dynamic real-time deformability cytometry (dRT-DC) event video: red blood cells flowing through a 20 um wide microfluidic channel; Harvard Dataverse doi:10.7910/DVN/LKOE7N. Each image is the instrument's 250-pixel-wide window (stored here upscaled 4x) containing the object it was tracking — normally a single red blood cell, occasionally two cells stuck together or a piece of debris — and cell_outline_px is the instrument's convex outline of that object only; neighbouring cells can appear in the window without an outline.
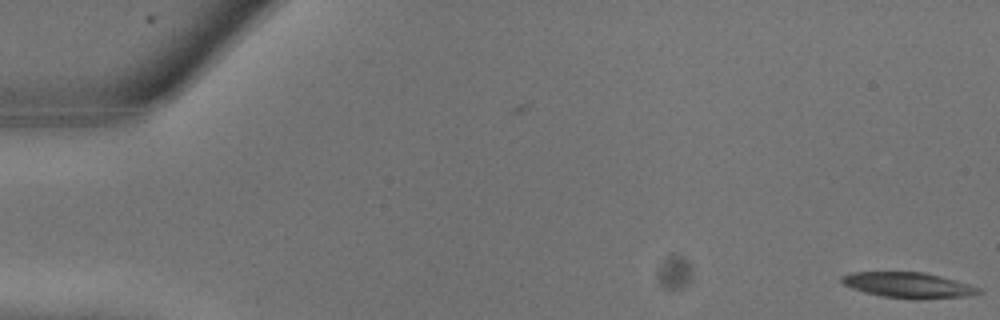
{"species": "common noctule bat (a hibernating species)", "species_latin": "Nyctalus noctula", "temperature_condition": "warm", "stored_images_in_passage": 8, "camera_frame_rate_fps": 3000, "um_per_image_px": 0.085, "animal": {"sex": "male", "body_mass_g": 13.3}, "frame": {"image": 1, "passage_image": 1, "time_ms": 0.0, "image_size_px": [1000, 320], "cell_outline_px": [[984, 292], [964, 296], [916, 300], [884, 296], [864, 292], [852, 288], [844, 284], [840, 280], [840, 276], [852, 272], [924, 272], [956, 280], [980, 288]], "centroid_in_image_um": [77.2, 24.23], "position_along_channel_um": 7.8, "area_um2": 20.35}}
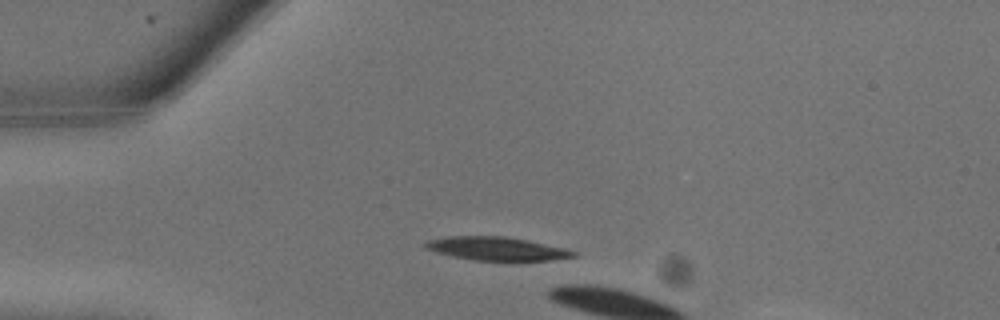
{"frame": {"image": 2, "passage_image": 7, "time_ms": 2.0, "image_size_px": [1000, 320], "cell_outline_px": [[576, 256], [548, 260], [476, 260], [452, 256], [436, 252], [424, 248], [424, 244], [428, 240], [448, 236], [504, 236], [528, 240], [564, 248], [576, 252]], "centroid_in_image_um": [42.18, 21.12], "position_along_channel_um": 42.8, "area_um2": 19.94}}